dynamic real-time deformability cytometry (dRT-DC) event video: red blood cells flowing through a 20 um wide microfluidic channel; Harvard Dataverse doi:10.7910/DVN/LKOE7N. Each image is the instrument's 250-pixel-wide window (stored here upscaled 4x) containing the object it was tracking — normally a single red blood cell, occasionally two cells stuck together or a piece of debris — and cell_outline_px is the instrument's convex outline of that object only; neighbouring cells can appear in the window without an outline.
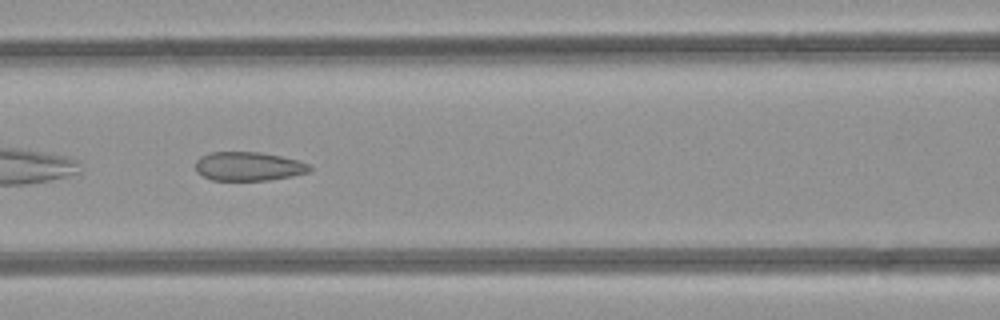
{"species": "common noctule bat (a hibernating species)", "species_latin": "Nyctalus noctula", "temperature_condition": "room temperature", "stored_images_in_passage": 47, "camera_frame_rate_fps": 3000, "um_per_image_px": 0.085, "animal": {"sex": "female", "body_mass_g": 21.9}, "frame": {"image": 1, "passage_image": 21, "time_ms": 6.667, "image_size_px": [1000, 320], "cell_outline_px": [[312, 168], [308, 172], [292, 176], [268, 180], [212, 180], [196, 172], [196, 160], [200, 156], [212, 152], [260, 152], [280, 156], [312, 164]], "centroid_in_image_um": [21.13, 14.14], "position_along_channel_um": 145.5, "area_um2": 19.19}}
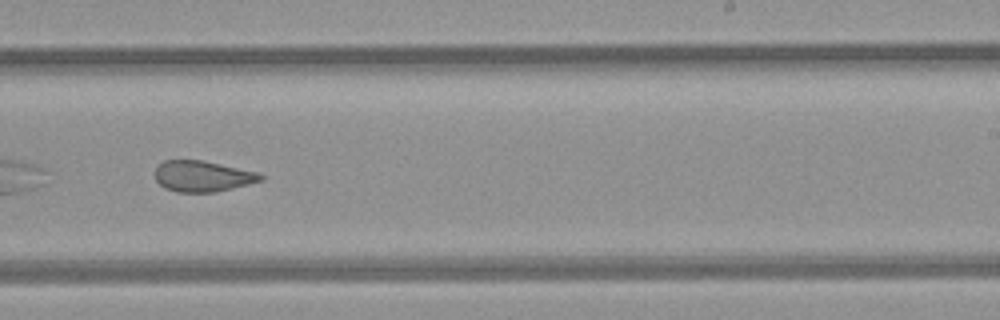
{"frame": {"image": 2, "passage_image": 30, "time_ms": 9.667, "image_size_px": [1000, 320], "cell_outline_px": [[264, 180], [216, 192], [176, 192], [164, 188], [156, 180], [156, 164], [164, 160], [204, 160], [256, 172], [264, 176]], "centroid_in_image_um": [17.19, 14.97], "position_along_channel_um": 271.8, "area_um2": 19.07}}
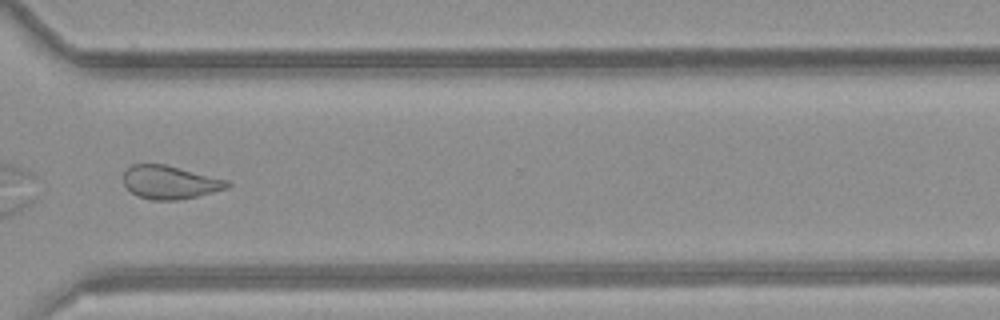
{"frame": {"image": 3, "passage_image": 36, "time_ms": 11.667, "image_size_px": [1000, 320], "cell_outline_px": [[232, 184], [228, 188], [196, 196], [176, 200], [152, 200], [136, 196], [124, 184], [124, 172], [132, 164], [164, 164], [228, 180]], "centroid_in_image_um": [14.44, 15.5], "position_along_channel_um": 356.2, "area_um2": 20.0}, "authors_computed_cell_mechanics": {"area_um2": 22.0796, "velocity_mm_per_s": 4.2229, "shape_relaxation_time_tau1_ms": null, "shape_relaxation_time_tau2_ms": 1.6066, "deformation_change_tau1": null, "deformation_change_tau2": 0.096}}